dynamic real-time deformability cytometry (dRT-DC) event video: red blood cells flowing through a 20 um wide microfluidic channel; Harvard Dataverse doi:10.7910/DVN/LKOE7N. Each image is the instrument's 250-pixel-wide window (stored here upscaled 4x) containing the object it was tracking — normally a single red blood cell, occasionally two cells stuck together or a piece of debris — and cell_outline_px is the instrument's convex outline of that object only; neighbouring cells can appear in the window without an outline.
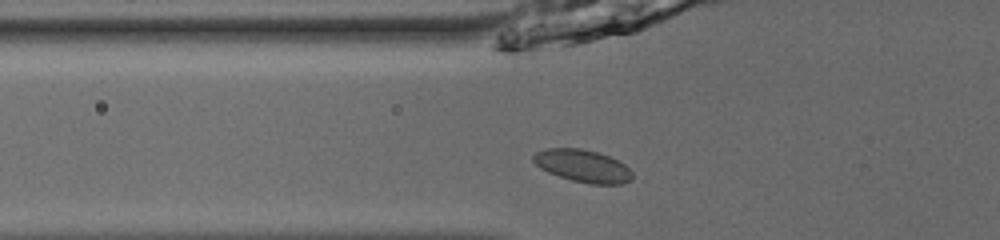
{"species": "common noctule bat (a hibernating species)", "species_latin": "Nyctalus noctula", "temperature_condition": "room temperature", "stored_images_in_passage": 43, "camera_frame_rate_fps": 3000, "um_per_image_px": 0.085, "animal": {"sex": "male", "body_mass_g": 13.0, "forearm_length_mm": 53.1}, "frame": {"image": 1, "passage_image": 11, "time_ms": 3.333, "image_size_px": [1000, 240], "cell_outline_px": [[632, 180], [620, 184], [588, 184], [572, 180], [548, 172], [540, 168], [532, 160], [532, 156], [536, 152], [544, 148], [580, 148], [596, 152], [608, 156], [624, 164], [632, 172]], "centroid_in_image_um": [49.51, 14.1], "position_along_channel_um": 76.3, "area_um2": 18.67}}
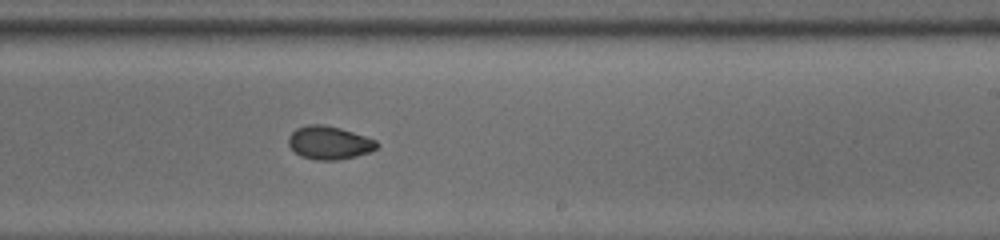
{"frame": {"image": 2, "passage_image": 25, "time_ms": 8.0, "image_size_px": [1000, 240], "cell_outline_px": [[380, 144], [372, 152], [356, 156], [336, 160], [316, 160], [300, 156], [288, 144], [288, 136], [296, 128], [308, 124], [324, 124], [340, 128], [376, 140]], "centroid_in_image_um": [27.98, 12.13], "position_along_channel_um": 261.0, "area_um2": 17.17}}
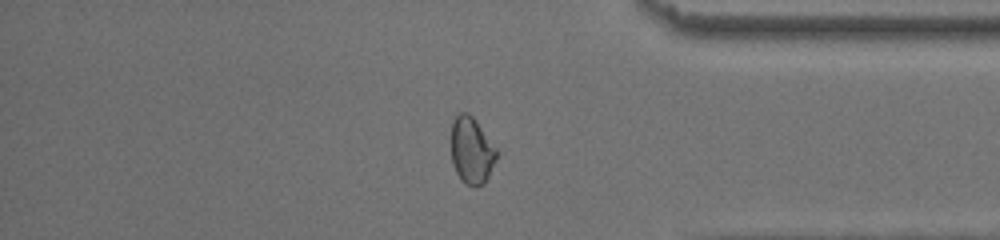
{"frame": {"image": 3, "passage_image": 36, "time_ms": 11.667, "image_size_px": [1000, 240], "cell_outline_px": [[496, 160], [484, 184], [472, 188], [464, 184], [456, 172], [452, 164], [452, 120], [460, 112], [468, 112], [476, 120], [496, 148]], "centroid_in_image_um": [40.08, 12.81], "position_along_channel_um": 395.1, "area_um2": 17.69}}